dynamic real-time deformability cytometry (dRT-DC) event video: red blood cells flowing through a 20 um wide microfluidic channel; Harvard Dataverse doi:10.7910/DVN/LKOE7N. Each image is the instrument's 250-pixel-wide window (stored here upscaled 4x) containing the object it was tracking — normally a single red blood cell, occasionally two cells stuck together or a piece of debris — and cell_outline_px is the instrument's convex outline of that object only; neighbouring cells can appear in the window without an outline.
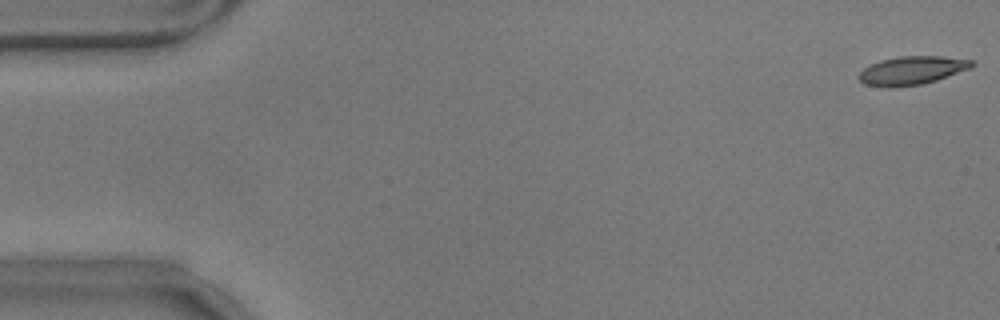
{"species": "common noctule bat (a hibernating species)", "species_latin": "Nyctalus noctula", "temperature_condition": "warm", "stored_images_in_passage": 57, "camera_frame_rate_fps": 3000, "um_per_image_px": 0.085, "animal": {"sex": "male", "body_mass_g": 17.9}, "frame": {"image": 1, "passage_image": 1, "time_ms": 0.0, "image_size_px": [1000, 320], "cell_outline_px": [[976, 64], [972, 68], [936, 80], [920, 84], [888, 88], [864, 84], [860, 80], [860, 72], [864, 68], [880, 60], [900, 56], [940, 56], [972, 60]], "centroid_in_image_um": [77.54, 5.98], "position_along_channel_um": 7.5, "area_um2": 18.61}}
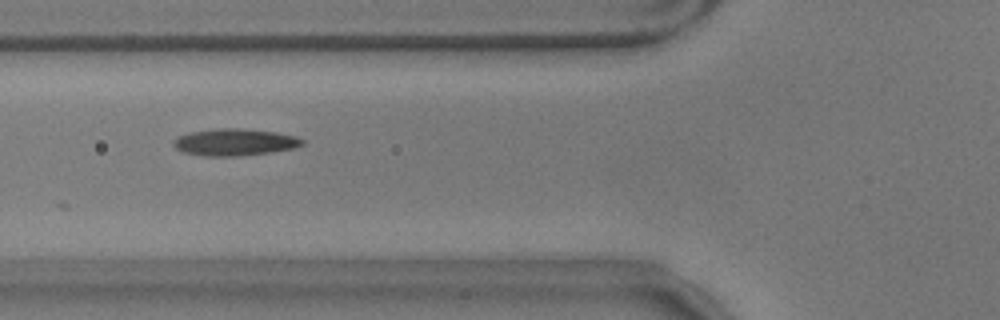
{"frame": {"image": 2, "passage_image": 21, "time_ms": 6.667, "image_size_px": [1000, 320], "cell_outline_px": [[304, 144], [292, 148], [272, 152], [236, 156], [204, 156], [184, 152], [176, 148], [172, 144], [172, 140], [188, 132], [220, 128], [236, 128], [276, 132], [296, 136], [304, 140]], "centroid_in_image_um": [19.93, 12.08], "position_along_channel_um": 105.9, "area_um2": 20.11}}
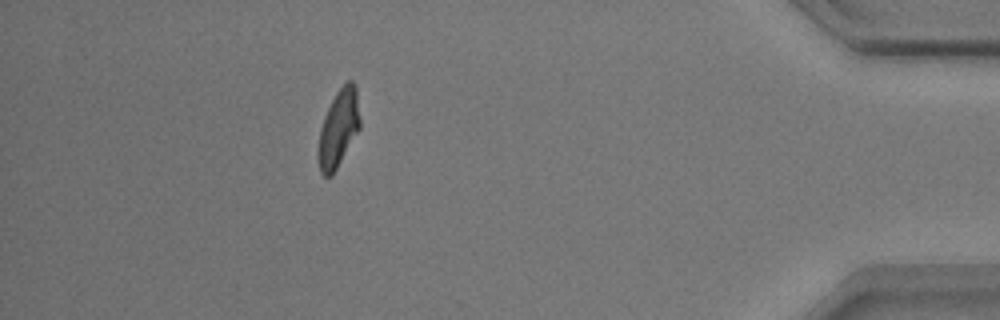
{"frame": {"image": 3, "passage_image": 51, "time_ms": 16.667, "image_size_px": [1000, 320], "cell_outline_px": [[360, 128], [332, 176], [324, 176], [320, 172], [316, 152], [320, 128], [324, 116], [336, 92], [348, 80], [352, 80], [356, 84], [360, 120]], "centroid_in_image_um": [28.76, 10.92], "position_along_channel_um": 406.4, "area_um2": 18.96}, "authors_computed_cell_mechanics": {"area_um2": 19.1896, "velocity_mm_per_s": 3.5204, "shape_relaxation_time_tau1_ms": 3.1234, "shape_relaxation_time_tau2_ms": 1.535, "deformation_change_tau1": 0.1452, "deformation_change_tau2": 0.0747}}